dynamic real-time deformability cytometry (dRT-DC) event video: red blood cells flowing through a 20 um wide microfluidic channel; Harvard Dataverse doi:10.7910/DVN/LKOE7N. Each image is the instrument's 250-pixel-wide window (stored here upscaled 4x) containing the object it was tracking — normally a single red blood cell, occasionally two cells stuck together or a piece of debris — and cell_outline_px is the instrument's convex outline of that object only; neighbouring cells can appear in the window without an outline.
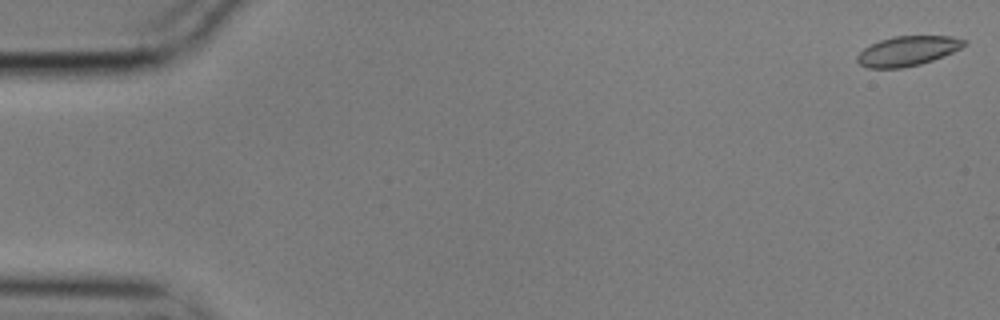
{"species": "common noctule bat (a hibernating species)", "species_latin": "Nyctalus noctula", "temperature_condition": "cold", "stored_images_in_passage": 18, "camera_frame_rate_fps": 3000, "um_per_image_px": 0.085, "animal": {"sex": "male", "body_mass_g": 17.9}, "frame": {"image": 1, "passage_image": 1, "time_ms": 0.0, "image_size_px": [1000, 320], "cell_outline_px": [[968, 44], [944, 56], [920, 64], [900, 68], [868, 68], [860, 64], [856, 60], [856, 56], [864, 48], [880, 40], [892, 36], [952, 36], [968, 40]], "centroid_in_image_um": [77.16, 4.32], "position_along_channel_um": 7.8, "area_um2": 18.55}}
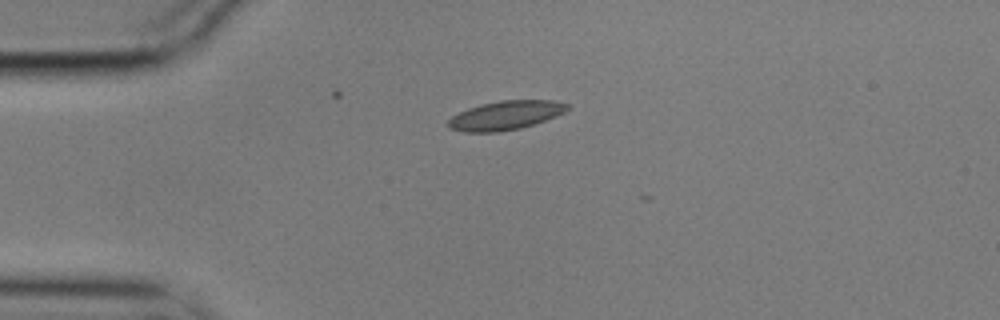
{"frame": {"image": 2, "passage_image": 14, "time_ms": 4.333, "image_size_px": [1000, 320], "cell_outline_px": [[568, 108], [564, 112], [544, 120], [520, 128], [496, 132], [464, 132], [448, 128], [448, 120], [452, 116], [468, 108], [480, 104], [500, 100], [552, 100], [568, 104]], "centroid_in_image_um": [42.92, 9.8], "position_along_channel_um": 42.1, "area_um2": 19.88}}